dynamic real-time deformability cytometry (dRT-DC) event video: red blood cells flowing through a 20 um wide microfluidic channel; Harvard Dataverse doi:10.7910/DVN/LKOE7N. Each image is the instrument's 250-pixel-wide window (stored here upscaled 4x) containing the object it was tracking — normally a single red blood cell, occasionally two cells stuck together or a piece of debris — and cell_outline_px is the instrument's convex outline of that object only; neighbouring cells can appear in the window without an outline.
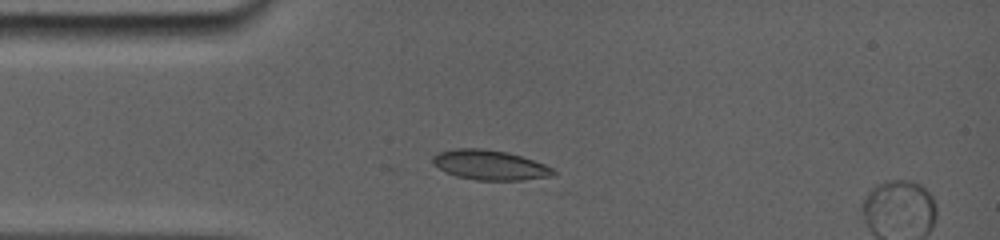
{"species": "common noctule bat (a hibernating species)", "species_latin": "Nyctalus noctula", "temperature_condition": "room temperature", "stored_images_in_passage": 2, "camera_frame_rate_fps": 5000, "um_per_image_px": 0.085, "animal": {"sex": "female", "body_mass_g": 19.0, "forearm_length_mm": 56.7}, "frame": {"image": 1, "passage_image": 2, "time_ms": 0.4, "image_size_px": [1000, 240], "cell_outline_px": [[556, 172], [552, 176], [544, 180], [476, 180], [456, 176], [440, 168], [432, 160], [432, 156], [440, 152], [460, 148], [476, 148], [504, 152], [520, 156], [544, 164], [552, 168]], "centroid_in_image_um": [41.72, 14.06], "position_along_channel_um": 43.3, "area_um2": 20.75}}